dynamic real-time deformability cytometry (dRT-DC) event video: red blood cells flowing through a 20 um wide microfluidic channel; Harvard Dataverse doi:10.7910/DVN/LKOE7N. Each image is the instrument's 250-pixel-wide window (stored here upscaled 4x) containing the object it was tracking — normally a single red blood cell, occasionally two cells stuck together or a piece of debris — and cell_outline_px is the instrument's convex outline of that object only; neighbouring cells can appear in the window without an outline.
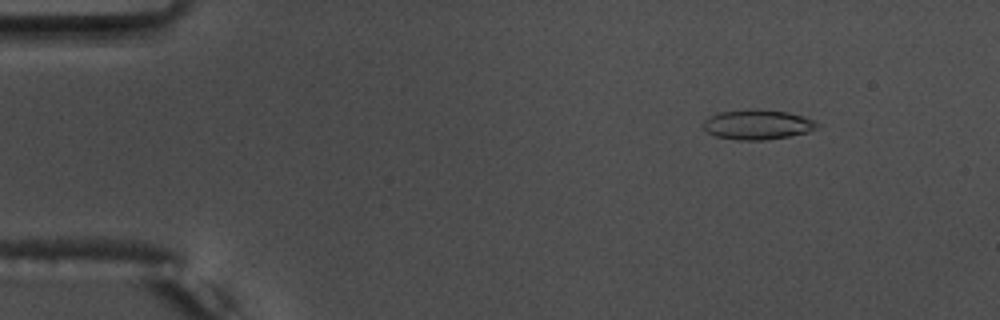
{"species": "common noctule bat (a hibernating species)", "species_latin": "Nyctalus noctula", "temperature_condition": "warm", "stored_images_in_passage": 56, "camera_frame_rate_fps": 3000, "um_per_image_px": 0.085, "animal": {"sex": "male", "body_mass_g": 17.5, "forearm_length_mm": 52.3}, "frame": {"image": 1, "passage_image": 8, "time_ms": 2.333, "image_size_px": [1000, 320], "cell_outline_px": [[820, 128], [808, 132], [788, 136], [764, 140], [736, 140], [716, 136], [708, 132], [704, 128], [704, 120], [720, 112], [788, 112], [804, 116], [820, 124]], "centroid_in_image_um": [64.45, 10.64], "position_along_channel_um": 20.5, "area_um2": 18.84}}
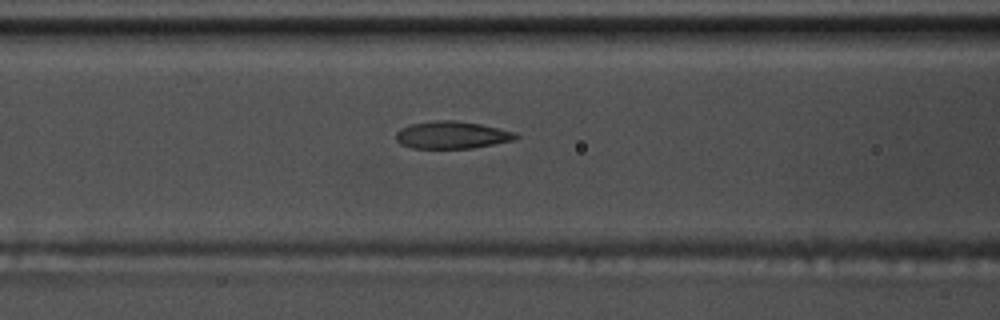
{"frame": {"image": 2, "passage_image": 24, "time_ms": 7.667, "image_size_px": [1000, 320], "cell_outline_px": [[520, 136], [512, 140], [472, 148], [412, 148], [400, 144], [396, 140], [396, 132], [400, 128], [412, 124], [436, 120], [456, 120], [480, 124], [516, 132]], "centroid_in_image_um": [38.39, 11.47], "position_along_channel_um": 128.2, "area_um2": 19.02}}
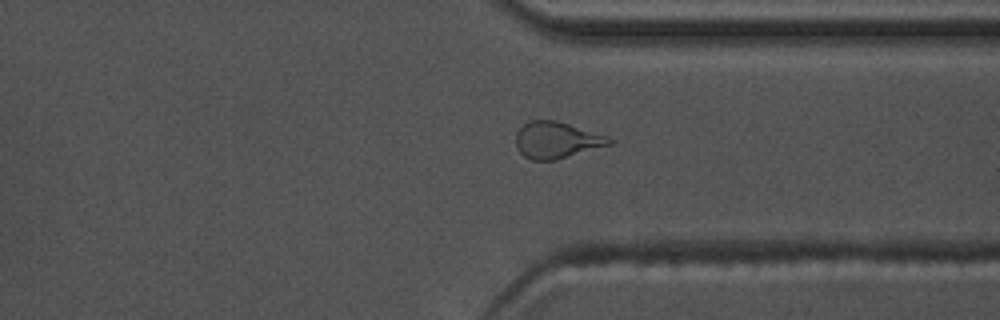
{"frame": {"image": 3, "passage_image": 43, "time_ms": 14.0, "image_size_px": [1000, 320], "cell_outline_px": [[616, 140], [612, 144], [556, 160], [532, 160], [524, 156], [516, 148], [516, 132], [524, 124], [532, 120], [556, 120], [608, 136]], "centroid_in_image_um": [47.33, 11.91], "position_along_channel_um": 364.1, "area_um2": 19.94}, "authors_computed_cell_mechanics": {"area_um2": 19.363, "velocity_mm_per_s": 3.7302, "shape_relaxation_time_tau1_ms": 4.2753, "shape_relaxation_time_tau2_ms": 1.7513, "deformation_change_tau1": 0.177, "deformation_change_tau2": 0.1007}}